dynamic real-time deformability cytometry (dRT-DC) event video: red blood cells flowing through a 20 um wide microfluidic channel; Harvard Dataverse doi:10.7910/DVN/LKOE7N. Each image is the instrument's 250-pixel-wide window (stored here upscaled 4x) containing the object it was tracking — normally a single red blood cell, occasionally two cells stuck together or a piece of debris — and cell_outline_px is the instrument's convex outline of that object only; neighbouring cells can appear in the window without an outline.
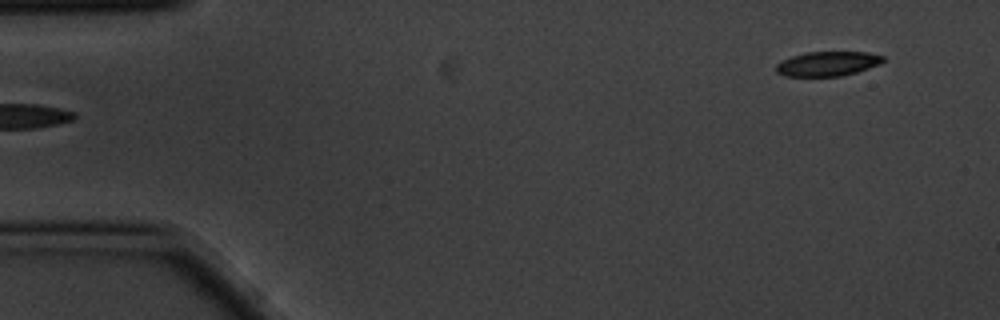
{"species": "common noctule bat (a hibernating species)", "species_latin": "Nyctalus noctula", "temperature_condition": "cold", "stored_images_in_passage": 6, "camera_frame_rate_fps": 3000, "um_per_image_px": 0.085, "animal": {"sex": "male", "body_mass_g": 20.1, "forearm_length_mm": 53.5}, "frame": {"image": 1, "passage_image": 6, "time_ms": 1.667, "image_size_px": [1000, 320], "cell_outline_px": [[884, 60], [880, 64], [856, 72], [840, 76], [784, 76], [776, 72], [776, 64], [792, 56], [804, 52], [868, 52], [884, 56]], "centroid_in_image_um": [70.34, 5.41], "position_along_channel_um": 14.7, "area_um2": 15.26}}